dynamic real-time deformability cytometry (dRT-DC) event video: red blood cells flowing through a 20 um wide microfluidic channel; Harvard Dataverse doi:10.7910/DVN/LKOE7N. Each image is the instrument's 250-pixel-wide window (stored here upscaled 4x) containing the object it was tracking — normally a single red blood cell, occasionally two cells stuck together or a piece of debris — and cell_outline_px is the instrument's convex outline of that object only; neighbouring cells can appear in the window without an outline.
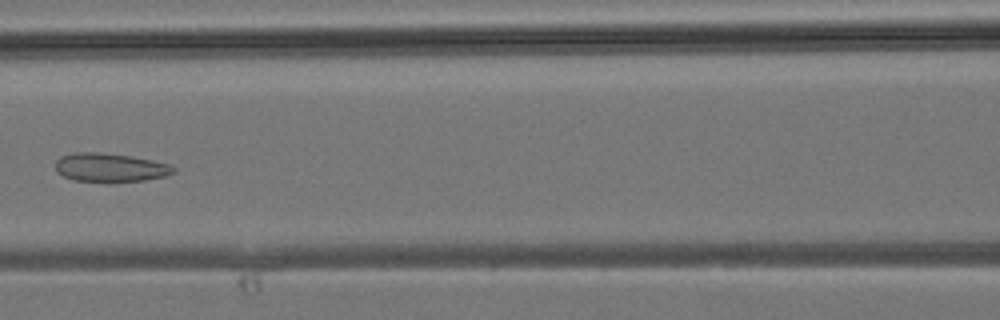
{"species": "common noctule bat (a hibernating species)", "species_latin": "Nyctalus noctula", "temperature_condition": "room temperature", "stored_images_in_passage": 38, "camera_frame_rate_fps": 3000, "um_per_image_px": 0.085, "animal": {"sex": "male", "body_mass_g": 19.2, "forearm_length_mm": 51.8}, "frame": {"image": 1, "passage_image": 17, "time_ms": 5.333, "image_size_px": [1000, 320], "cell_outline_px": [[176, 172], [168, 176], [144, 180], [112, 184], [104, 184], [76, 180], [64, 176], [56, 172], [56, 160], [60, 156], [76, 152], [96, 152], [132, 156], [152, 160], [168, 164], [176, 168]], "centroid_in_image_um": [9.38, 14.28], "position_along_channel_um": 157.2, "area_um2": 20.4}}
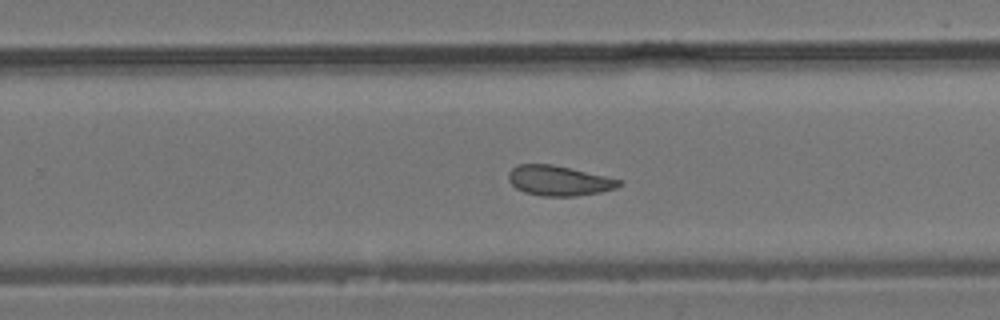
{"frame": {"image": 2, "passage_image": 24, "time_ms": 7.667, "image_size_px": [1000, 320], "cell_outline_px": [[624, 184], [616, 188], [600, 192], [576, 196], [544, 196], [524, 192], [516, 188], [508, 180], [508, 172], [516, 164], [552, 164], [624, 180]], "centroid_in_image_um": [47.52, 15.35], "position_along_channel_um": 282.3, "area_um2": 19.48}}
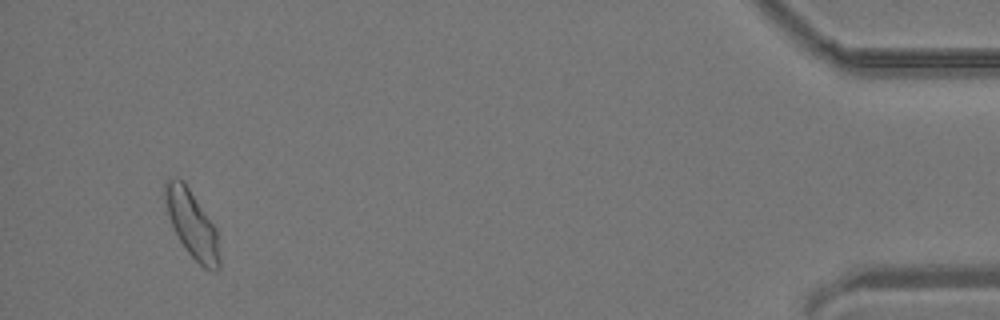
{"frame": {"image": 3, "passage_image": 36, "time_ms": 11.667, "image_size_px": [1000, 320], "cell_outline_px": [[220, 268], [216, 272], [212, 272], [204, 268], [184, 248], [168, 216], [164, 196], [164, 180], [180, 180], [188, 188], [216, 228], [220, 260]], "centroid_in_image_um": [16.34, 19.12], "position_along_channel_um": 418.9, "area_um2": 20.75}}